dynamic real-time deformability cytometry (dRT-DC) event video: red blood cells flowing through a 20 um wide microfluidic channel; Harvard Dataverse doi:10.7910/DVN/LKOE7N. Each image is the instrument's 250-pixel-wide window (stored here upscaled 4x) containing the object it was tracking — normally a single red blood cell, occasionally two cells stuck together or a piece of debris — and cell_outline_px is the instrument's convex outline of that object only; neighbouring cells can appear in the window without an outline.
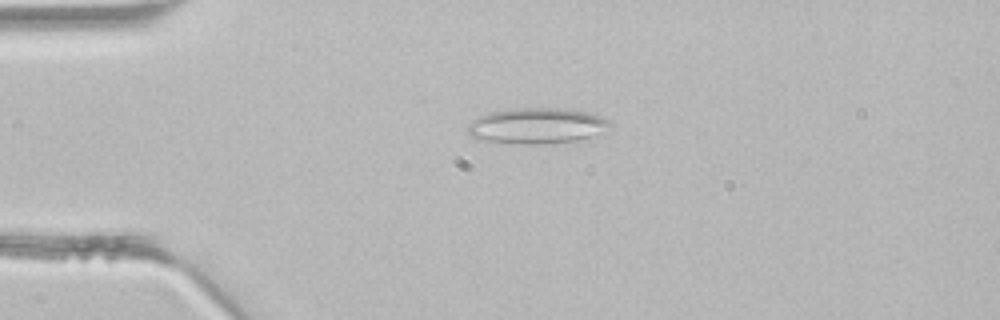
{"species": "common noctule bat (a hibernating species)", "species_latin": "Nyctalus noctula", "temperature_condition": "room temperature", "stored_images_in_passage": 3, "camera_frame_rate_fps": 3000, "um_per_image_px": 0.085, "animal": {"sex": "male", "body_mass_g": 21.5, "forearm_length_mm": 52.0}, "frame": {"image": 1, "passage_image": 2, "time_ms": 0.333, "image_size_px": [1000, 320], "cell_outline_px": [[612, 124], [588, 136], [576, 140], [548, 144], [516, 144], [484, 140], [472, 136], [468, 132], [468, 124], [472, 120], [488, 112], [520, 108], [564, 108], [592, 112], [612, 120]], "centroid_in_image_um": [45.62, 10.68], "position_along_channel_um": 39.4, "area_um2": 29.48}}